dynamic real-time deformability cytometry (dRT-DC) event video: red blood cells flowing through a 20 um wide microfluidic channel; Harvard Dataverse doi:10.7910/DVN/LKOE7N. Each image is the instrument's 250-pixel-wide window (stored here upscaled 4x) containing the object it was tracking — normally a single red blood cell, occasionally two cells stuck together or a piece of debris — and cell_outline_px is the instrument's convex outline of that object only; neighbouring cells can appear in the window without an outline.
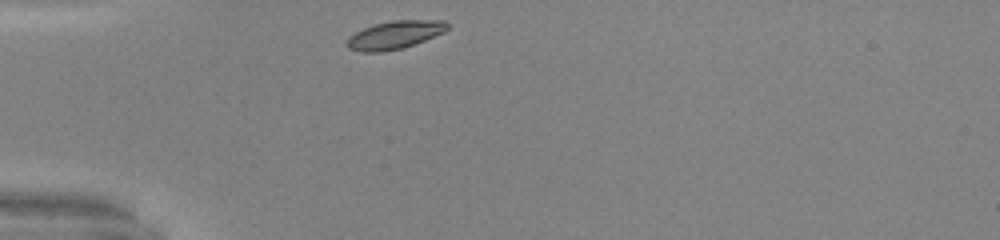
{"species": "common noctule bat (a hibernating species)", "species_latin": "Nyctalus noctula", "temperature_condition": "warm", "stored_images_in_passage": 27, "camera_frame_rate_fps": 3000, "um_per_image_px": 0.085, "animal": {"sex": "male", "body_mass_g": 20.0, "forearm_length_mm": 53.3}, "frame": {"image": 1, "passage_image": 1, "time_ms": 0.0, "image_size_px": [1000, 240], "cell_outline_px": [[448, 28], [444, 32], [424, 40], [400, 48], [380, 52], [360, 52], [348, 48], [344, 44], [348, 36], [364, 28], [376, 24], [392, 20], [444, 20], [448, 24]], "centroid_in_image_um": [33.51, 2.96], "position_along_channel_um": 51.5, "area_um2": 16.3}}
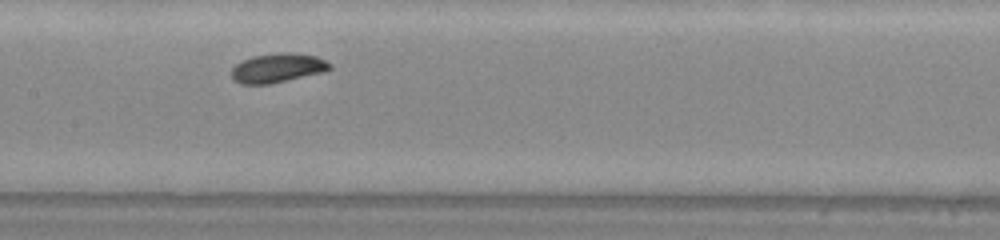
{"frame": {"image": 2, "passage_image": 12, "time_ms": 3.667, "image_size_px": [1000, 240], "cell_outline_px": [[332, 68], [324, 72], [268, 84], [240, 84], [232, 80], [232, 68], [236, 64], [252, 56], [276, 52], [292, 52], [316, 56], [332, 64]], "centroid_in_image_um": [23.6, 5.77], "position_along_channel_um": 183.8, "area_um2": 16.82}}
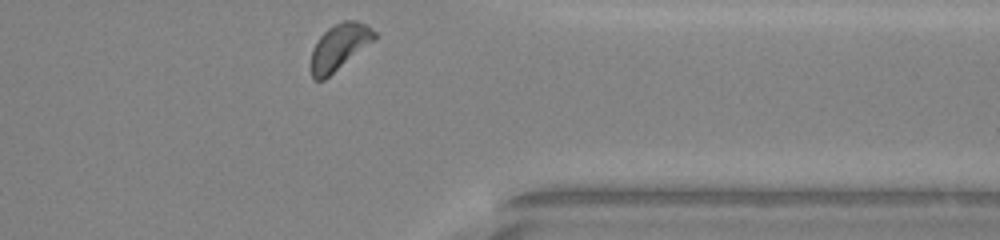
{"frame": {"image": 3, "passage_image": 27, "time_ms": 8.667, "image_size_px": [1000, 240], "cell_outline_px": [[376, 40], [324, 80], [312, 80], [308, 68], [308, 64], [312, 48], [320, 36], [328, 28], [344, 20], [356, 20], [372, 28], [376, 32]], "centroid_in_image_um": [28.8, 4.03], "position_along_channel_um": 382.6, "area_um2": 17.57}, "authors_computed_cell_mechanics": {"area_um2": 16.4152, "velocity_mm_per_s": 4.0927, "shape_relaxation_time_tau1_ms": 7.9431, "shape_relaxation_time_tau2_ms": null, "deformation_change_tau1": 0.1648, "deformation_change_tau2": null}}